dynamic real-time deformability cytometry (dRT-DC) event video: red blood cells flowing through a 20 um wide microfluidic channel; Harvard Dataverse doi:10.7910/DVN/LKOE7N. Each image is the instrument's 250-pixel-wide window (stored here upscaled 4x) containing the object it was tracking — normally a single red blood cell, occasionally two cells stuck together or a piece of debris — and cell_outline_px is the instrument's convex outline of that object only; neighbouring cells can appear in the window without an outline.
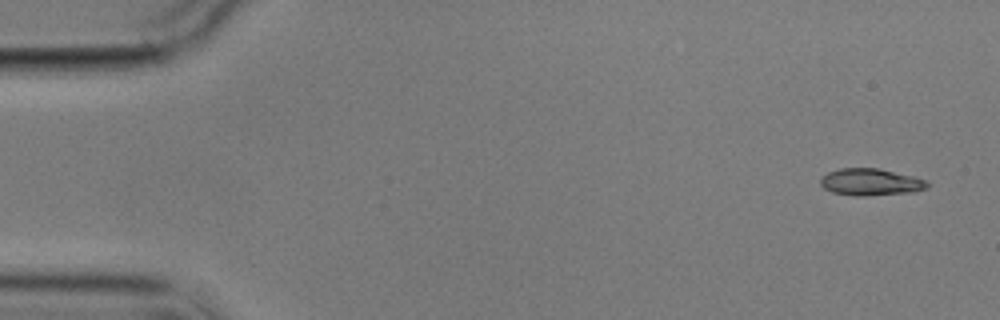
{"species": "common noctule bat (a hibernating species)", "species_latin": "Nyctalus noctula", "temperature_condition": "cold", "stored_images_in_passage": 5, "camera_frame_rate_fps": 3000, "um_per_image_px": 0.085, "animal": {"sex": "male", "body_mass_g": 17.9}, "frame": {"image": 1, "passage_image": 1, "time_ms": 0.0, "image_size_px": [1000, 320], "cell_outline_px": [[928, 188], [916, 192], [864, 196], [852, 196], [832, 192], [824, 188], [820, 184], [820, 180], [828, 172], [840, 168], [880, 168], [928, 180]], "centroid_in_image_um": [74.03, 15.48], "position_along_channel_um": 11.0, "area_um2": 16.94}}
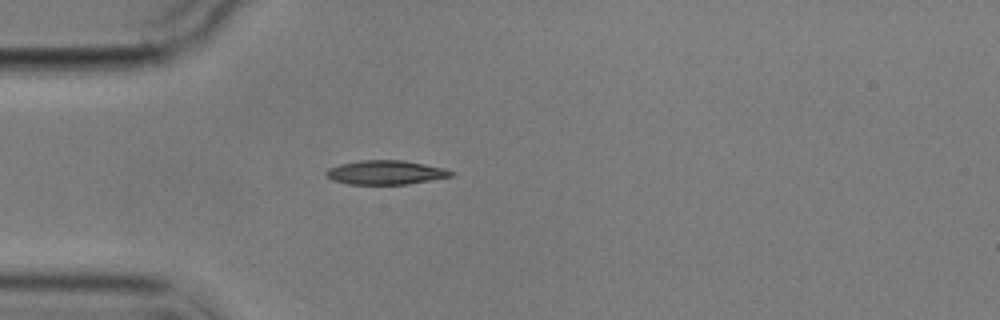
{"frame": {"image": 2, "passage_image": 4, "time_ms": 4.333, "image_size_px": [1000, 320], "cell_outline_px": [[456, 172], [452, 176], [408, 184], [348, 184], [332, 180], [324, 176], [324, 172], [328, 168], [340, 164], [360, 160], [404, 160], [444, 168]], "centroid_in_image_um": [32.75, 14.65], "position_along_channel_um": 52.3, "area_um2": 17.63}}